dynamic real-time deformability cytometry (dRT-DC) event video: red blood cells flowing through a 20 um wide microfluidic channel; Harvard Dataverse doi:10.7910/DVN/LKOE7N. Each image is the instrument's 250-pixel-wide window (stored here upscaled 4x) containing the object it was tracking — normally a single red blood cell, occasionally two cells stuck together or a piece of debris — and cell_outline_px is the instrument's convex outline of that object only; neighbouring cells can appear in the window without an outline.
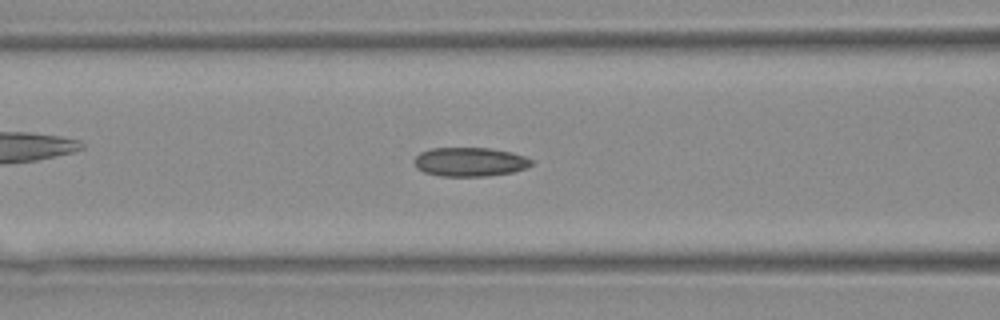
{"species": "Egyptian fruit bat (a non-hibernating species)", "species_latin": "Rousettus aegyptiacus", "temperature_condition": "warm", "stored_images_in_passage": 33, "camera_frame_rate_fps": 3000, "um_per_image_px": 0.085, "animal": {"sex": "female"}, "frame": {"image": 1, "passage_image": 8, "time_ms": 2.333, "image_size_px": [1000, 320], "cell_outline_px": [[532, 164], [524, 168], [512, 172], [488, 176], [440, 176], [424, 172], [416, 168], [412, 160], [420, 152], [432, 148], [492, 148], [512, 152], [524, 156], [532, 160]], "centroid_in_image_um": [39.9, 13.76], "position_along_channel_um": 126.7, "area_um2": 19.88}}
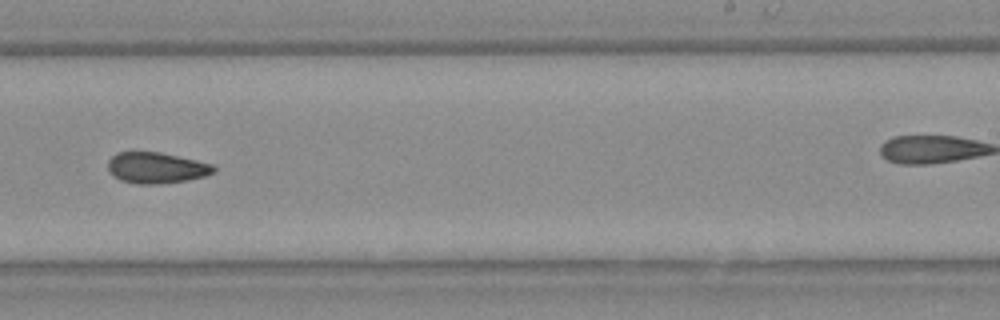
{"frame": {"image": 2, "passage_image": 17, "time_ms": 5.333, "image_size_px": [1000, 320], "cell_outline_px": [[216, 172], [204, 176], [184, 180], [160, 184], [136, 184], [120, 180], [112, 176], [108, 172], [108, 160], [112, 156], [120, 152], [160, 152], [196, 160], [212, 164], [216, 168]], "centroid_in_image_um": [13.26, 14.27], "position_along_channel_um": 275.7, "area_um2": 19.13}}
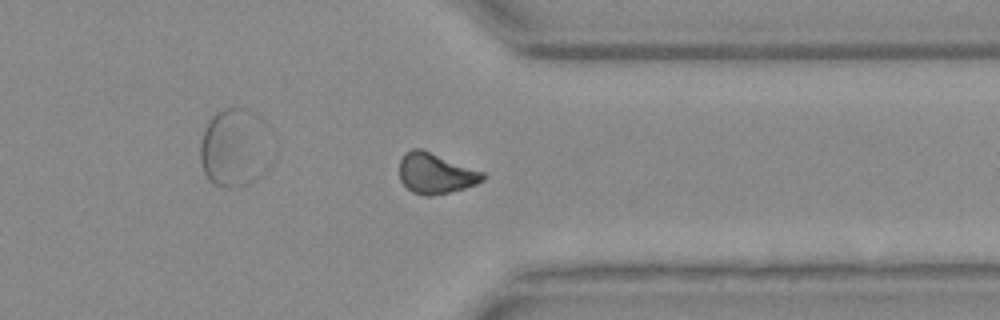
{"frame": {"image": 3, "passage_image": 23, "time_ms": 7.333, "image_size_px": [1000, 320], "cell_outline_px": [[484, 180], [476, 184], [464, 188], [432, 196], [424, 196], [412, 192], [400, 180], [400, 160], [404, 152], [412, 148], [420, 148], [484, 172]], "centroid_in_image_um": [37.0, 14.73], "position_along_channel_um": 374.4, "area_um2": 19.59}}